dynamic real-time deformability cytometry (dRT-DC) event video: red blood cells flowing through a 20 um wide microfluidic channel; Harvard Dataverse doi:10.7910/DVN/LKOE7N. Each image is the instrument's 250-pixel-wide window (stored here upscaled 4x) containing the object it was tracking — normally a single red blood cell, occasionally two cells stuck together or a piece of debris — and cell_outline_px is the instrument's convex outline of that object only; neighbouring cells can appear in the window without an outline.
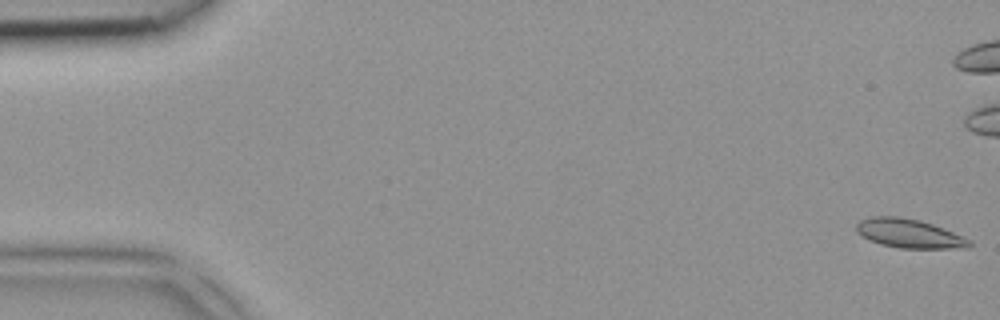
{"species": "common noctule bat (a hibernating species)", "species_latin": "Nyctalus noctula", "temperature_condition": "room temperature", "stored_images_in_passage": 8, "camera_frame_rate_fps": 3000, "um_per_image_px": 0.085, "animal": {"sex": "female", "body_mass_g": 18.4}, "frame": {"image": 1, "passage_image": 1, "time_ms": 0.0, "image_size_px": [1000, 320], "cell_outline_px": [[972, 244], [968, 248], [900, 248], [880, 244], [868, 240], [856, 232], [856, 224], [860, 220], [872, 216], [896, 216], [920, 220], [932, 224], [964, 236], [972, 240]], "centroid_in_image_um": [77.28, 19.85], "position_along_channel_um": 7.7, "area_um2": 19.19}}